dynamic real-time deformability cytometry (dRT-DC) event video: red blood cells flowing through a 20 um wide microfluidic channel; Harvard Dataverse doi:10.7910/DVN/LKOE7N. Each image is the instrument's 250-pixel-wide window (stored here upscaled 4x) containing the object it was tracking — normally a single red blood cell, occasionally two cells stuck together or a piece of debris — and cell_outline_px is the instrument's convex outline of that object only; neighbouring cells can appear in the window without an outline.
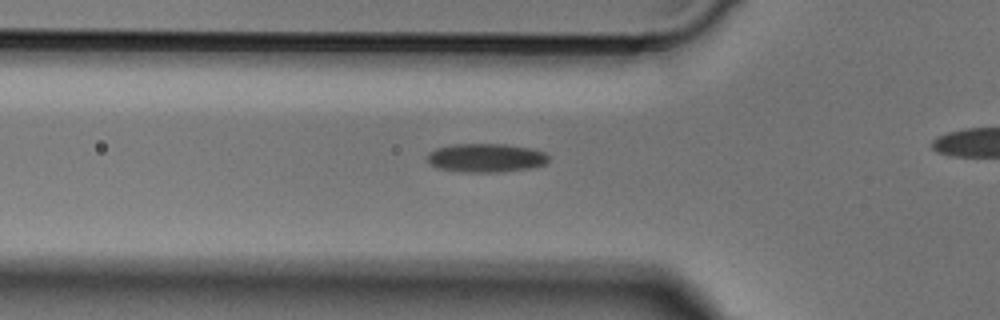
{"species": "Egyptian fruit bat (a non-hibernating species)", "species_latin": "Rousettus aegyptiacus", "temperature_condition": "cold", "stored_images_in_passage": 8, "camera_frame_rate_fps": 3000, "um_per_image_px": 0.085, "animal": {"sex": "male"}, "frame": {"image": 1, "passage_image": 3, "time_ms": 0.667, "image_size_px": [1000, 320], "cell_outline_px": [[548, 160], [544, 164], [528, 168], [500, 172], [464, 172], [436, 168], [428, 160], [428, 152], [436, 148], [456, 144], [504, 144], [532, 148], [544, 152], [548, 156]], "centroid_in_image_um": [41.29, 13.41], "position_along_channel_um": 84.5, "area_um2": 20.17}}
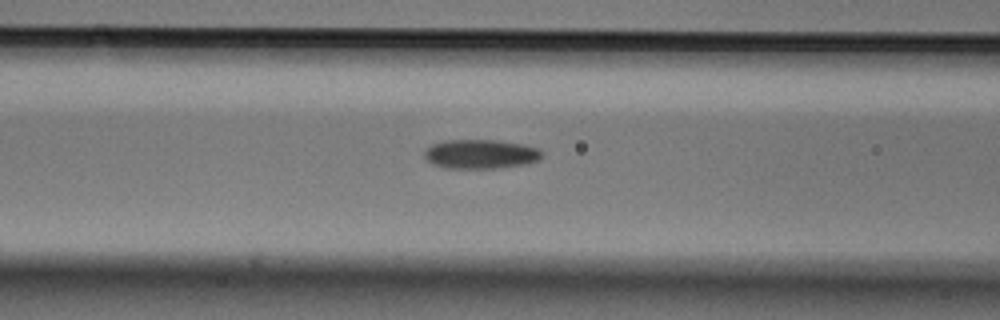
{"frame": {"image": 2, "passage_image": 6, "time_ms": 1.667, "image_size_px": [1000, 320], "cell_outline_px": [[544, 156], [540, 160], [528, 164], [500, 168], [444, 168], [432, 164], [424, 156], [424, 152], [432, 144], [444, 140], [500, 140], [524, 144], [540, 148], [544, 152]], "centroid_in_image_um": [40.93, 13.09], "position_along_channel_um": 125.7, "area_um2": 20.46}}